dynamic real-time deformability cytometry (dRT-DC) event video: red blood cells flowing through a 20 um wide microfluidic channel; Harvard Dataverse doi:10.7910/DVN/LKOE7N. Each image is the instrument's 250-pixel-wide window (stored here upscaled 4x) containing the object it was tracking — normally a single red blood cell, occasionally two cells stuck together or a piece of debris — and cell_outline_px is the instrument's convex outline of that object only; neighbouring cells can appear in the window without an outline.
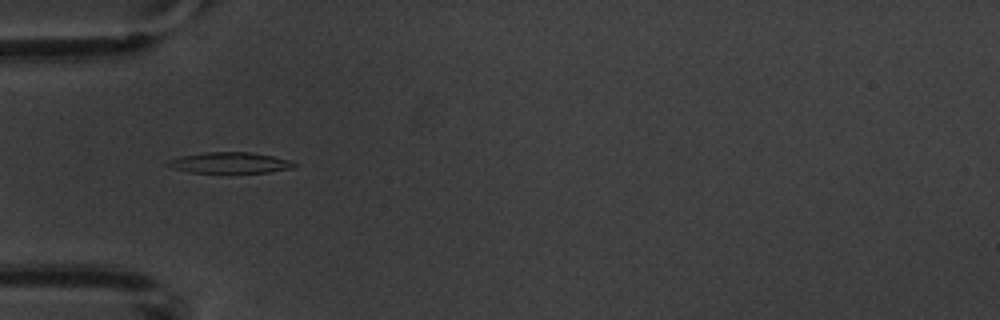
{"species": "common noctule bat (a hibernating species)", "species_latin": "Nyctalus noctula", "temperature_condition": "warm", "stored_images_in_passage": 7, "camera_frame_rate_fps": 3000, "um_per_image_px": 0.085, "animal": {"sex": "male", "body_mass_g": 20.1, "forearm_length_mm": 53.5}, "frame": {"image": 1, "passage_image": 5, "time_ms": 5.667, "image_size_px": [1000, 320], "cell_outline_px": [[296, 168], [268, 172], [192, 172], [172, 168], [164, 164], [168, 160], [180, 156], [204, 152], [252, 152], [292, 160], [296, 164]], "centroid_in_image_um": [19.56, 13.82], "position_along_channel_um": 65.4, "area_um2": 15.43}}
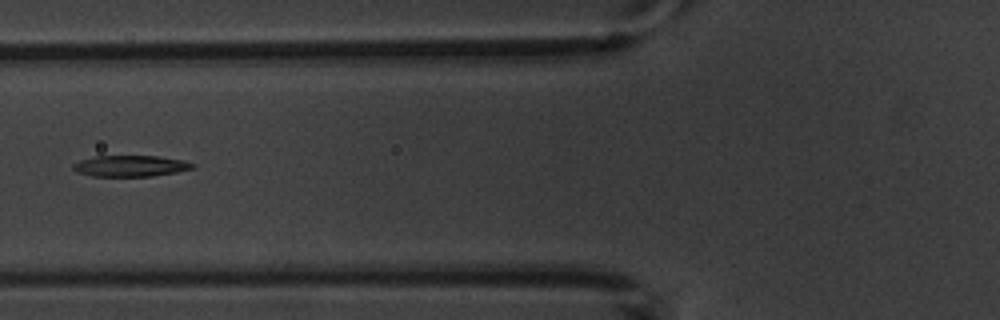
{"frame": {"image": 2, "passage_image": 6, "time_ms": 7.0, "image_size_px": [1000, 320], "cell_outline_px": [[196, 168], [176, 172], [152, 176], [92, 176], [80, 172], [72, 168], [72, 164], [80, 160], [96, 156], [156, 156], [184, 160], [196, 164]], "centroid_in_image_um": [11.14, 14.1], "position_along_channel_um": 114.7, "area_um2": 14.68}}
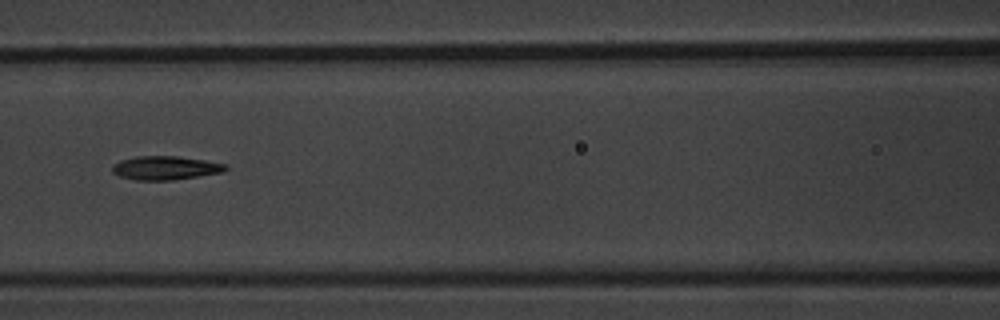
{"frame": {"image": 3, "passage_image": 7, "time_ms": 8.0, "image_size_px": [1000, 320], "cell_outline_px": [[228, 168], [224, 172], [172, 180], [136, 180], [120, 176], [112, 172], [112, 164], [120, 160], [136, 156], [176, 156], [204, 160], [228, 164]], "centroid_in_image_um": [14.06, 14.27], "position_along_channel_um": 152.5, "area_um2": 15.72}}